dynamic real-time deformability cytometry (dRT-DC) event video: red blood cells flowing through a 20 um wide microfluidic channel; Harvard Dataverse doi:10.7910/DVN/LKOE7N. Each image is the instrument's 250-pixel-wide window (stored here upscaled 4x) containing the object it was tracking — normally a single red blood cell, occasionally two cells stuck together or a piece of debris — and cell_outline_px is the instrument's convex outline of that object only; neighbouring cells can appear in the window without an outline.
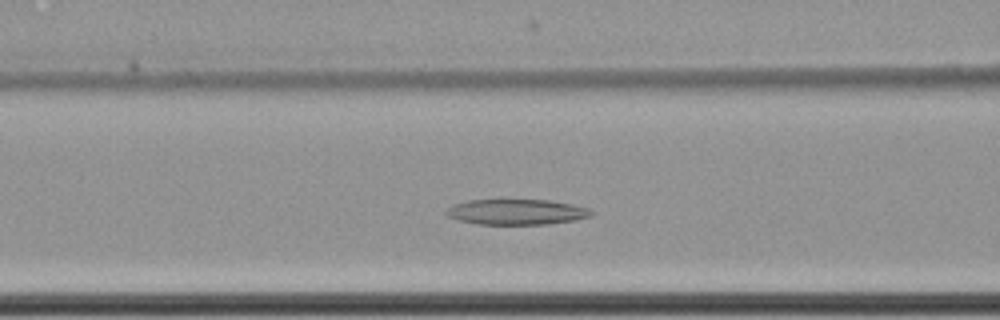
{"species": "common noctule bat (a hibernating species)", "species_latin": "Nyctalus noctula", "temperature_condition": "cold", "stored_images_in_passage": 54, "camera_frame_rate_fps": 3000, "um_per_image_px": 0.085, "animal": {"sex": "female", "body_mass_g": 22.7, "forearm_length_mm": 54.2}, "frame": {"image": 1, "passage_image": 19, "time_ms": 6.0, "image_size_px": [1000, 320], "cell_outline_px": [[592, 216], [576, 220], [548, 224], [480, 224], [460, 220], [448, 216], [444, 212], [448, 208], [456, 204], [468, 200], [548, 200], [572, 204], [588, 208], [592, 212]], "centroid_in_image_um": [43.94, 18.01], "position_along_channel_um": 122.7, "area_um2": 21.33}}
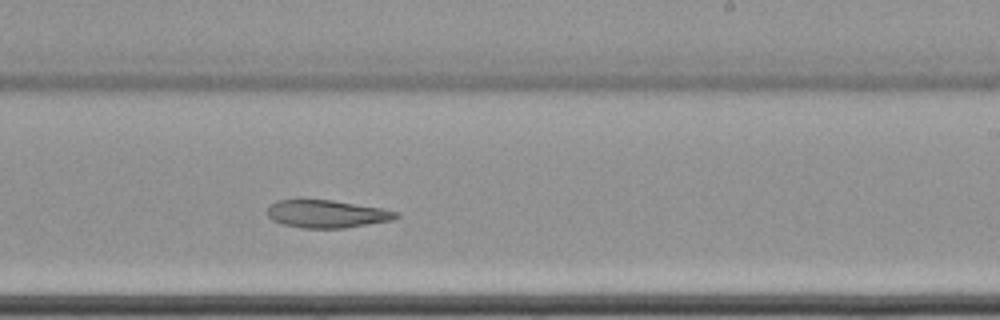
{"frame": {"image": 2, "passage_image": 31, "time_ms": 10.0, "image_size_px": [1000, 320], "cell_outline_px": [[400, 216], [392, 220], [344, 228], [300, 228], [284, 224], [272, 220], [268, 216], [268, 204], [276, 200], [332, 200], [380, 208], [400, 212]], "centroid_in_image_um": [27.77, 18.18], "position_along_channel_um": 261.2, "area_um2": 20.75}}
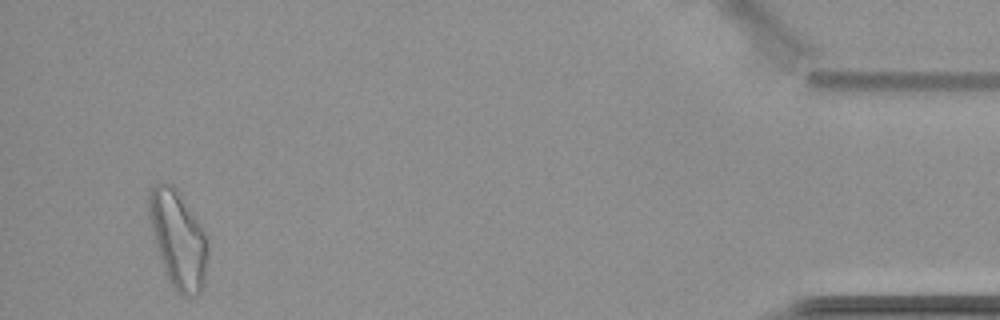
{"frame": {"image": 3, "passage_image": 51, "time_ms": 16.667, "image_size_px": [1000, 320], "cell_outline_px": [[208, 256], [204, 284], [200, 292], [196, 296], [184, 296], [168, 280], [164, 272], [160, 260], [148, 216], [148, 192], [152, 184], [172, 184], [176, 188], [200, 224], [208, 240]], "centroid_in_image_um": [15.13, 20.34], "position_along_channel_um": 420.1, "area_um2": 33.35}}